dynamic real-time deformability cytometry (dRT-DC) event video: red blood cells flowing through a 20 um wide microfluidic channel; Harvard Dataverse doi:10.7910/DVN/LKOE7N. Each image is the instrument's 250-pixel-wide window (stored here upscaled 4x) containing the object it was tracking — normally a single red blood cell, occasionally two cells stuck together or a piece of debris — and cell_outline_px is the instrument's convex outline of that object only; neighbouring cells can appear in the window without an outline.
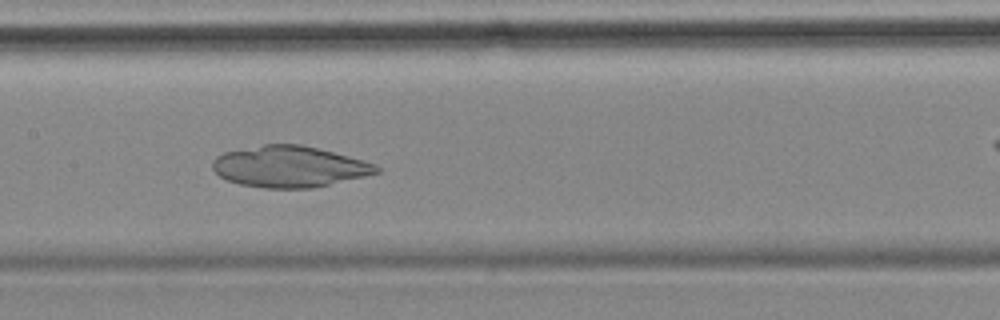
{"species": "common noctule bat (a hibernating species)", "species_latin": "Nyctalus noctula", "temperature_condition": "cold", "stored_images_in_passage": 8, "camera_frame_rate_fps": 3000, "um_per_image_px": 0.085, "animal": {"sex": "female", "body_mass_g": 18.4}, "frame": {"image": 1, "passage_image": 8, "time_ms": 8.0, "image_size_px": [1000, 320], "cell_outline_px": [[380, 172], [364, 176], [312, 188], [264, 188], [240, 184], [228, 180], [220, 176], [212, 168], [212, 160], [216, 156], [224, 152], [264, 144], [300, 144], [364, 160], [376, 164], [380, 168]], "centroid_in_image_um": [24.58, 14.16], "position_along_channel_um": 182.8, "area_um2": 39.13}}